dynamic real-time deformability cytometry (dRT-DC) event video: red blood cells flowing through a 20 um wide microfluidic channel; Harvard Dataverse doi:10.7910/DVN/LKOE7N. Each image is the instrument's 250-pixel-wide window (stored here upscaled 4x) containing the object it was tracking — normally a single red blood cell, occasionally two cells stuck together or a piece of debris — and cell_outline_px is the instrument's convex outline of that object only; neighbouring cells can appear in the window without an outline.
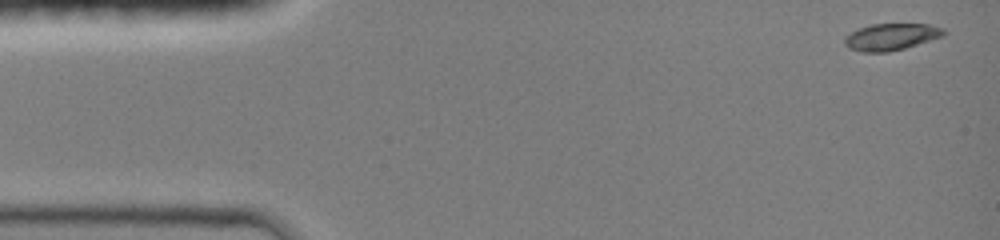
{"species": "common noctule bat (a hibernating species)", "species_latin": "Nyctalus noctula", "temperature_condition": "room temperature", "stored_images_in_passage": 44, "camera_frame_rate_fps": 3000, "um_per_image_px": 0.085, "animal": {"sex": "female", "body_mass_g": 19.0, "forearm_length_mm": 51.5}, "frame": {"image": 1, "passage_image": 1, "time_ms": 0.0, "image_size_px": [1000, 240], "cell_outline_px": [[944, 36], [904, 48], [888, 52], [864, 52], [848, 48], [844, 44], [844, 36], [860, 28], [872, 24], [928, 24], [944, 28]], "centroid_in_image_um": [75.73, 3.13], "position_along_channel_um": 9.3, "area_um2": 15.37}}
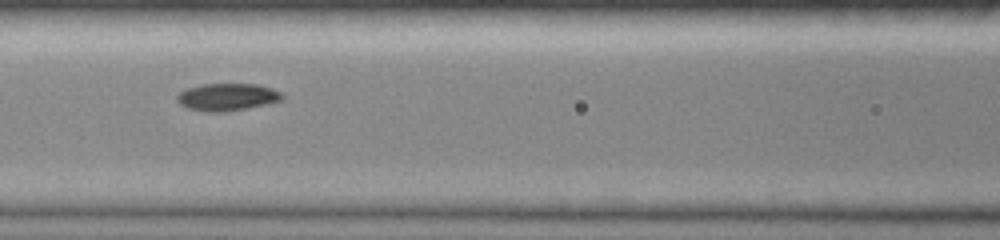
{"frame": {"image": 2, "passage_image": 19, "time_ms": 6.0, "image_size_px": [1000, 240], "cell_outline_px": [[284, 100], [248, 108], [224, 112], [208, 112], [188, 108], [180, 104], [176, 100], [176, 96], [180, 92], [188, 88], [200, 84], [260, 84], [272, 88], [280, 92], [284, 96]], "centroid_in_image_um": [19.33, 8.24], "position_along_channel_um": 147.3, "area_um2": 16.88}}
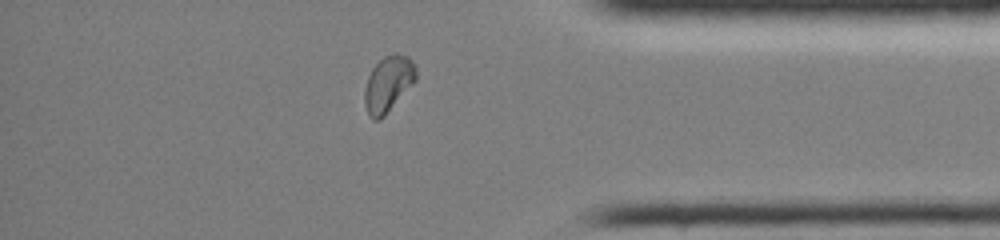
{"frame": {"image": 3, "passage_image": 38, "time_ms": 12.333, "image_size_px": [1000, 240], "cell_outline_px": [[416, 80], [384, 116], [380, 120], [372, 120], [368, 116], [364, 104], [364, 88], [368, 76], [372, 68], [384, 56], [396, 52], [408, 56], [416, 64]], "centroid_in_image_um": [32.98, 7.13], "position_along_channel_um": 402.2, "area_um2": 16.94}, "authors_computed_cell_mechanics": {"area_um2": 16.1551, "velocity_mm_per_s": 4.1673, "shape_relaxation_time_tau1_ms": 5.0991, "shape_relaxation_time_tau2_ms": 4.6708, "deformation_change_tau1": 0.1552, "deformation_change_tau2": 0.0662}}